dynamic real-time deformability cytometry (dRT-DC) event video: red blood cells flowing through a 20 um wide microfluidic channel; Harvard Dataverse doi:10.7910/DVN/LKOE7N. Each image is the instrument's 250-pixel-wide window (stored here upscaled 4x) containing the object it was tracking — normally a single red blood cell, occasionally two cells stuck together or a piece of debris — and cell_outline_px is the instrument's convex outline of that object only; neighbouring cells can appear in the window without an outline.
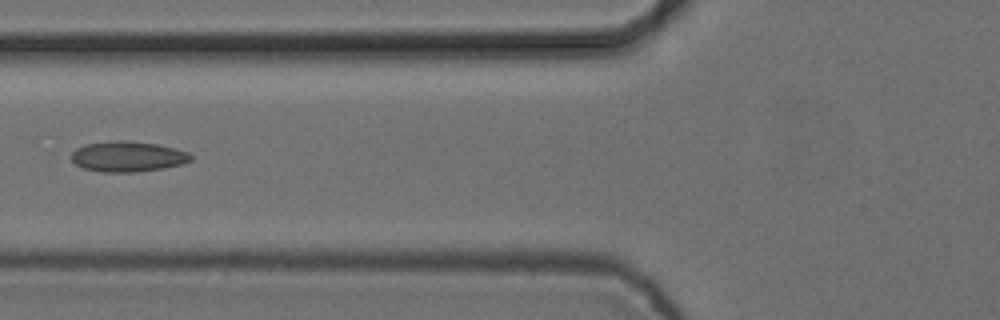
{"species": "common noctule bat (a hibernating species)", "species_latin": "Nyctalus noctula", "temperature_condition": "cold", "stored_images_in_passage": 7, "camera_frame_rate_fps": 3000, "um_per_image_px": 0.085, "animal": {"sex": "female", "body_mass_g": 24.6, "forearm_length_mm": 56.2}, "frame": {"image": 1, "passage_image": 7, "time_ms": 2.0, "image_size_px": [1000, 320], "cell_outline_px": [[192, 160], [180, 164], [164, 168], [136, 172], [100, 172], [84, 168], [76, 164], [72, 160], [72, 152], [76, 148], [88, 144], [116, 140], [124, 140], [156, 144], [188, 152], [192, 156]], "centroid_in_image_um": [10.85, 13.31], "position_along_channel_um": 114.9, "area_um2": 20.98}}